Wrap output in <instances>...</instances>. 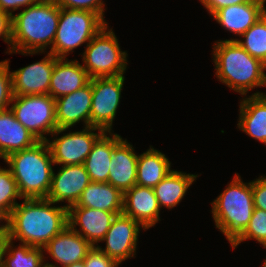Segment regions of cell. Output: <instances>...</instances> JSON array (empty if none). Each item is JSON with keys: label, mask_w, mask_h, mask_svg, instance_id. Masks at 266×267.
Masks as SVG:
<instances>
[{"label": "cell", "mask_w": 266, "mask_h": 267, "mask_svg": "<svg viewBox=\"0 0 266 267\" xmlns=\"http://www.w3.org/2000/svg\"><path fill=\"white\" fill-rule=\"evenodd\" d=\"M93 246L80 234L75 232L69 225L59 234L52 238L44 247V252L49 255L61 267L83 261L88 251ZM53 263H45V267H60Z\"/></svg>", "instance_id": "16"}, {"label": "cell", "mask_w": 266, "mask_h": 267, "mask_svg": "<svg viewBox=\"0 0 266 267\" xmlns=\"http://www.w3.org/2000/svg\"><path fill=\"white\" fill-rule=\"evenodd\" d=\"M0 38L12 46V17L6 13L0 12Z\"/></svg>", "instance_id": "36"}, {"label": "cell", "mask_w": 266, "mask_h": 267, "mask_svg": "<svg viewBox=\"0 0 266 267\" xmlns=\"http://www.w3.org/2000/svg\"><path fill=\"white\" fill-rule=\"evenodd\" d=\"M92 105V78L81 89L55 99L56 122L58 129L51 134L56 136L72 128L80 120L84 127L90 126V111Z\"/></svg>", "instance_id": "12"}, {"label": "cell", "mask_w": 266, "mask_h": 267, "mask_svg": "<svg viewBox=\"0 0 266 267\" xmlns=\"http://www.w3.org/2000/svg\"><path fill=\"white\" fill-rule=\"evenodd\" d=\"M127 56L106 24L86 45L82 54L83 68L90 78L121 76L127 68Z\"/></svg>", "instance_id": "7"}, {"label": "cell", "mask_w": 266, "mask_h": 267, "mask_svg": "<svg viewBox=\"0 0 266 267\" xmlns=\"http://www.w3.org/2000/svg\"><path fill=\"white\" fill-rule=\"evenodd\" d=\"M41 0H0V12L6 13L13 17V12L20 7H29L30 5L39 3Z\"/></svg>", "instance_id": "35"}, {"label": "cell", "mask_w": 266, "mask_h": 267, "mask_svg": "<svg viewBox=\"0 0 266 267\" xmlns=\"http://www.w3.org/2000/svg\"><path fill=\"white\" fill-rule=\"evenodd\" d=\"M58 59L48 52L41 61L11 72L13 94L19 96L49 94L54 64Z\"/></svg>", "instance_id": "14"}, {"label": "cell", "mask_w": 266, "mask_h": 267, "mask_svg": "<svg viewBox=\"0 0 266 267\" xmlns=\"http://www.w3.org/2000/svg\"><path fill=\"white\" fill-rule=\"evenodd\" d=\"M4 221L5 224L0 225V235H6L5 227H6V217L0 212V222Z\"/></svg>", "instance_id": "38"}, {"label": "cell", "mask_w": 266, "mask_h": 267, "mask_svg": "<svg viewBox=\"0 0 266 267\" xmlns=\"http://www.w3.org/2000/svg\"><path fill=\"white\" fill-rule=\"evenodd\" d=\"M265 3L266 0H249L226 6L216 11L212 17L225 30L241 36L266 12Z\"/></svg>", "instance_id": "19"}, {"label": "cell", "mask_w": 266, "mask_h": 267, "mask_svg": "<svg viewBox=\"0 0 266 267\" xmlns=\"http://www.w3.org/2000/svg\"><path fill=\"white\" fill-rule=\"evenodd\" d=\"M142 226L130 216L117 214L109 230L101 242H106L105 248L96 245L102 252L115 260L119 265L136 255L140 228Z\"/></svg>", "instance_id": "11"}, {"label": "cell", "mask_w": 266, "mask_h": 267, "mask_svg": "<svg viewBox=\"0 0 266 267\" xmlns=\"http://www.w3.org/2000/svg\"><path fill=\"white\" fill-rule=\"evenodd\" d=\"M23 199L47 198L54 161L47 141L10 154L4 159Z\"/></svg>", "instance_id": "4"}, {"label": "cell", "mask_w": 266, "mask_h": 267, "mask_svg": "<svg viewBox=\"0 0 266 267\" xmlns=\"http://www.w3.org/2000/svg\"><path fill=\"white\" fill-rule=\"evenodd\" d=\"M244 39L236 40L252 57L266 65V12L244 33Z\"/></svg>", "instance_id": "28"}, {"label": "cell", "mask_w": 266, "mask_h": 267, "mask_svg": "<svg viewBox=\"0 0 266 267\" xmlns=\"http://www.w3.org/2000/svg\"><path fill=\"white\" fill-rule=\"evenodd\" d=\"M10 110L15 118L27 128L39 141H46L47 134L57 129L55 99L49 94L14 95Z\"/></svg>", "instance_id": "8"}, {"label": "cell", "mask_w": 266, "mask_h": 267, "mask_svg": "<svg viewBox=\"0 0 266 267\" xmlns=\"http://www.w3.org/2000/svg\"><path fill=\"white\" fill-rule=\"evenodd\" d=\"M66 267H84V263H83V261H81L78 263L70 264L69 266H66Z\"/></svg>", "instance_id": "40"}, {"label": "cell", "mask_w": 266, "mask_h": 267, "mask_svg": "<svg viewBox=\"0 0 266 267\" xmlns=\"http://www.w3.org/2000/svg\"><path fill=\"white\" fill-rule=\"evenodd\" d=\"M138 155L133 146L116 133L113 134V154L111 156L108 183L122 193L136 185Z\"/></svg>", "instance_id": "15"}, {"label": "cell", "mask_w": 266, "mask_h": 267, "mask_svg": "<svg viewBox=\"0 0 266 267\" xmlns=\"http://www.w3.org/2000/svg\"><path fill=\"white\" fill-rule=\"evenodd\" d=\"M116 215L113 212L88 207H69L68 225L92 246H96L106 235ZM77 225L80 231L76 229Z\"/></svg>", "instance_id": "17"}, {"label": "cell", "mask_w": 266, "mask_h": 267, "mask_svg": "<svg viewBox=\"0 0 266 267\" xmlns=\"http://www.w3.org/2000/svg\"><path fill=\"white\" fill-rule=\"evenodd\" d=\"M197 177L198 175L172 170L153 188L159 207L172 209L177 206Z\"/></svg>", "instance_id": "25"}, {"label": "cell", "mask_w": 266, "mask_h": 267, "mask_svg": "<svg viewBox=\"0 0 266 267\" xmlns=\"http://www.w3.org/2000/svg\"><path fill=\"white\" fill-rule=\"evenodd\" d=\"M41 1L54 2V3H56L58 0H41Z\"/></svg>", "instance_id": "41"}, {"label": "cell", "mask_w": 266, "mask_h": 267, "mask_svg": "<svg viewBox=\"0 0 266 267\" xmlns=\"http://www.w3.org/2000/svg\"><path fill=\"white\" fill-rule=\"evenodd\" d=\"M39 140L25 128L9 109L0 111V158L32 147Z\"/></svg>", "instance_id": "21"}, {"label": "cell", "mask_w": 266, "mask_h": 267, "mask_svg": "<svg viewBox=\"0 0 266 267\" xmlns=\"http://www.w3.org/2000/svg\"><path fill=\"white\" fill-rule=\"evenodd\" d=\"M106 24L95 12L60 7L59 23L49 53L56 58H66L81 44H88Z\"/></svg>", "instance_id": "6"}, {"label": "cell", "mask_w": 266, "mask_h": 267, "mask_svg": "<svg viewBox=\"0 0 266 267\" xmlns=\"http://www.w3.org/2000/svg\"><path fill=\"white\" fill-rule=\"evenodd\" d=\"M255 239L263 246L266 245V211L254 208L252 217L246 229L230 244L233 249L241 242Z\"/></svg>", "instance_id": "30"}, {"label": "cell", "mask_w": 266, "mask_h": 267, "mask_svg": "<svg viewBox=\"0 0 266 267\" xmlns=\"http://www.w3.org/2000/svg\"><path fill=\"white\" fill-rule=\"evenodd\" d=\"M160 210L153 188L135 185L123 193L122 213L136 220L144 230L160 220Z\"/></svg>", "instance_id": "18"}, {"label": "cell", "mask_w": 266, "mask_h": 267, "mask_svg": "<svg viewBox=\"0 0 266 267\" xmlns=\"http://www.w3.org/2000/svg\"><path fill=\"white\" fill-rule=\"evenodd\" d=\"M13 247V240L6 236L1 267H45L46 257L43 255V248L32 247L24 243L17 248Z\"/></svg>", "instance_id": "27"}, {"label": "cell", "mask_w": 266, "mask_h": 267, "mask_svg": "<svg viewBox=\"0 0 266 267\" xmlns=\"http://www.w3.org/2000/svg\"><path fill=\"white\" fill-rule=\"evenodd\" d=\"M60 7L40 1L12 17V46L6 53L33 55L52 48L59 23Z\"/></svg>", "instance_id": "2"}, {"label": "cell", "mask_w": 266, "mask_h": 267, "mask_svg": "<svg viewBox=\"0 0 266 267\" xmlns=\"http://www.w3.org/2000/svg\"><path fill=\"white\" fill-rule=\"evenodd\" d=\"M46 198L24 199L6 217V236L32 247L43 248L68 226V208L52 206Z\"/></svg>", "instance_id": "1"}, {"label": "cell", "mask_w": 266, "mask_h": 267, "mask_svg": "<svg viewBox=\"0 0 266 267\" xmlns=\"http://www.w3.org/2000/svg\"><path fill=\"white\" fill-rule=\"evenodd\" d=\"M254 208L266 211V176L251 181Z\"/></svg>", "instance_id": "34"}, {"label": "cell", "mask_w": 266, "mask_h": 267, "mask_svg": "<svg viewBox=\"0 0 266 267\" xmlns=\"http://www.w3.org/2000/svg\"><path fill=\"white\" fill-rule=\"evenodd\" d=\"M56 4L61 8L95 12L105 21L104 10L106 9L102 0H58Z\"/></svg>", "instance_id": "32"}, {"label": "cell", "mask_w": 266, "mask_h": 267, "mask_svg": "<svg viewBox=\"0 0 266 267\" xmlns=\"http://www.w3.org/2000/svg\"><path fill=\"white\" fill-rule=\"evenodd\" d=\"M124 75L92 78L90 126L112 132V124L119 107Z\"/></svg>", "instance_id": "9"}, {"label": "cell", "mask_w": 266, "mask_h": 267, "mask_svg": "<svg viewBox=\"0 0 266 267\" xmlns=\"http://www.w3.org/2000/svg\"><path fill=\"white\" fill-rule=\"evenodd\" d=\"M224 191L211 203L218 228L231 244L248 226L254 210L251 182L236 173Z\"/></svg>", "instance_id": "5"}, {"label": "cell", "mask_w": 266, "mask_h": 267, "mask_svg": "<svg viewBox=\"0 0 266 267\" xmlns=\"http://www.w3.org/2000/svg\"><path fill=\"white\" fill-rule=\"evenodd\" d=\"M169 159L152 146L138 155L136 185L154 188L171 172Z\"/></svg>", "instance_id": "24"}, {"label": "cell", "mask_w": 266, "mask_h": 267, "mask_svg": "<svg viewBox=\"0 0 266 267\" xmlns=\"http://www.w3.org/2000/svg\"><path fill=\"white\" fill-rule=\"evenodd\" d=\"M84 267H118L119 264L102 252L97 246H93L83 260Z\"/></svg>", "instance_id": "33"}, {"label": "cell", "mask_w": 266, "mask_h": 267, "mask_svg": "<svg viewBox=\"0 0 266 267\" xmlns=\"http://www.w3.org/2000/svg\"><path fill=\"white\" fill-rule=\"evenodd\" d=\"M98 130L96 133L94 131ZM104 133L96 127H84L82 131L63 133V136L47 139L54 164L75 165L83 164L92 150L96 140Z\"/></svg>", "instance_id": "10"}, {"label": "cell", "mask_w": 266, "mask_h": 267, "mask_svg": "<svg viewBox=\"0 0 266 267\" xmlns=\"http://www.w3.org/2000/svg\"><path fill=\"white\" fill-rule=\"evenodd\" d=\"M70 207H88L121 214L123 193L108 182H90L81 193L77 203Z\"/></svg>", "instance_id": "23"}, {"label": "cell", "mask_w": 266, "mask_h": 267, "mask_svg": "<svg viewBox=\"0 0 266 267\" xmlns=\"http://www.w3.org/2000/svg\"><path fill=\"white\" fill-rule=\"evenodd\" d=\"M9 63L6 59L0 61V111L9 109L14 96Z\"/></svg>", "instance_id": "31"}, {"label": "cell", "mask_w": 266, "mask_h": 267, "mask_svg": "<svg viewBox=\"0 0 266 267\" xmlns=\"http://www.w3.org/2000/svg\"><path fill=\"white\" fill-rule=\"evenodd\" d=\"M19 194L16 180L10 168L0 167V212L7 217L18 204Z\"/></svg>", "instance_id": "29"}, {"label": "cell", "mask_w": 266, "mask_h": 267, "mask_svg": "<svg viewBox=\"0 0 266 267\" xmlns=\"http://www.w3.org/2000/svg\"><path fill=\"white\" fill-rule=\"evenodd\" d=\"M248 1L249 0H200L211 16L223 7L246 3Z\"/></svg>", "instance_id": "37"}, {"label": "cell", "mask_w": 266, "mask_h": 267, "mask_svg": "<svg viewBox=\"0 0 266 267\" xmlns=\"http://www.w3.org/2000/svg\"><path fill=\"white\" fill-rule=\"evenodd\" d=\"M104 132L94 143L91 152L83 165L90 181L108 182L111 156L113 154V132Z\"/></svg>", "instance_id": "26"}, {"label": "cell", "mask_w": 266, "mask_h": 267, "mask_svg": "<svg viewBox=\"0 0 266 267\" xmlns=\"http://www.w3.org/2000/svg\"><path fill=\"white\" fill-rule=\"evenodd\" d=\"M90 178L83 164L62 165L57 174L52 173L51 187L47 195L54 204L67 202L69 208L75 205L90 183Z\"/></svg>", "instance_id": "13"}, {"label": "cell", "mask_w": 266, "mask_h": 267, "mask_svg": "<svg viewBox=\"0 0 266 267\" xmlns=\"http://www.w3.org/2000/svg\"><path fill=\"white\" fill-rule=\"evenodd\" d=\"M215 75L235 92L246 95L255 87H266V65L252 57L236 40H220L213 45Z\"/></svg>", "instance_id": "3"}, {"label": "cell", "mask_w": 266, "mask_h": 267, "mask_svg": "<svg viewBox=\"0 0 266 267\" xmlns=\"http://www.w3.org/2000/svg\"><path fill=\"white\" fill-rule=\"evenodd\" d=\"M90 77L83 65L77 60L59 58L52 72L49 95L54 99L83 88L90 82Z\"/></svg>", "instance_id": "20"}, {"label": "cell", "mask_w": 266, "mask_h": 267, "mask_svg": "<svg viewBox=\"0 0 266 267\" xmlns=\"http://www.w3.org/2000/svg\"><path fill=\"white\" fill-rule=\"evenodd\" d=\"M5 238H6V235H0V267H1L2 250H3V247H4Z\"/></svg>", "instance_id": "39"}, {"label": "cell", "mask_w": 266, "mask_h": 267, "mask_svg": "<svg viewBox=\"0 0 266 267\" xmlns=\"http://www.w3.org/2000/svg\"><path fill=\"white\" fill-rule=\"evenodd\" d=\"M238 128L266 144V94L256 92L240 101Z\"/></svg>", "instance_id": "22"}, {"label": "cell", "mask_w": 266, "mask_h": 267, "mask_svg": "<svg viewBox=\"0 0 266 267\" xmlns=\"http://www.w3.org/2000/svg\"><path fill=\"white\" fill-rule=\"evenodd\" d=\"M263 247L266 248V245L263 246ZM263 267H266V259H265V261H264V263H263Z\"/></svg>", "instance_id": "42"}]
</instances>
